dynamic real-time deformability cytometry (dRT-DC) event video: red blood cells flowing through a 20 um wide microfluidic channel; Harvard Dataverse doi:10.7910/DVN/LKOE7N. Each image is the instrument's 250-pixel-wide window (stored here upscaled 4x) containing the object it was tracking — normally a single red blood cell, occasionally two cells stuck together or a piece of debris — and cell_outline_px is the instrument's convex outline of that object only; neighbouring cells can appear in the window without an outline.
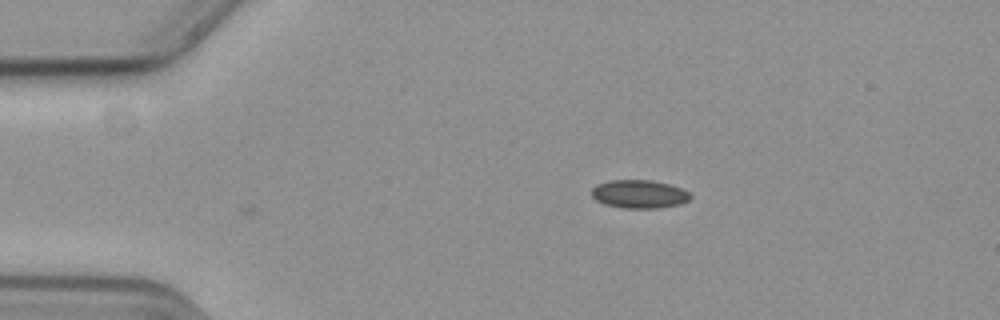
{"species": "common noctule bat (a hibernating species)", "species_latin": "Nyctalus noctula", "temperature_condition": "cold", "stored_images_in_passage": 3, "camera_frame_rate_fps": 3000, "um_per_image_px": 0.085, "animal": {"sex": "female", "body_mass_g": 19.3, "forearm_length_mm": 54.1}, "frame": {"image": 1, "passage_image": 3, "time_ms": 0.667, "image_size_px": [1000, 320], "cell_outline_px": [[692, 196], [688, 200], [680, 204], [656, 208], [620, 208], [604, 204], [596, 200], [592, 196], [592, 188], [596, 184], [612, 180], [648, 180], [668, 184], [680, 188], [688, 192]], "centroid_in_image_um": [54.3, 16.5], "position_along_channel_um": 30.7, "area_um2": 16.18}}